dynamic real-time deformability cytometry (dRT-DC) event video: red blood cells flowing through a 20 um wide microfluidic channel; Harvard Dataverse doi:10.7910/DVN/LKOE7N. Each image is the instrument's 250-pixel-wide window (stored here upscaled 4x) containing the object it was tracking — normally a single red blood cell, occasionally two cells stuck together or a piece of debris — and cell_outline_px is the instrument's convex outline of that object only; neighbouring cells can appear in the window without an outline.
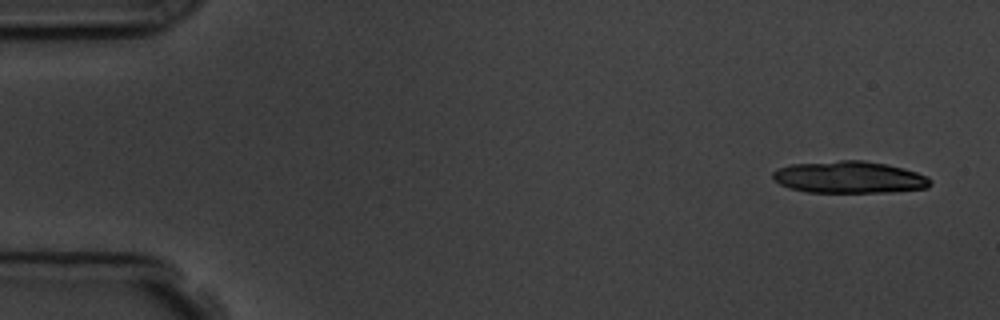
{"species": "common noctule bat (a hibernating species)", "species_latin": "Nyctalus noctula", "temperature_condition": "room temperature", "stored_images_in_passage": 5, "camera_frame_rate_fps": 3000, "um_per_image_px": 0.085, "animal": {"sex": "male", "body_mass_g": 19.5, "forearm_length_mm": 54.6}, "frame": {"image": 1, "passage_image": 1, "time_ms": 0.0, "image_size_px": [1000, 320], "cell_outline_px": [[932, 184], [928, 188], [892, 192], [808, 192], [788, 188], [772, 180], [772, 172], [780, 168], [792, 164], [840, 160], [864, 160], [904, 168], [928, 176], [932, 180]], "centroid_in_image_um": [72.21, 15.07], "position_along_channel_um": 12.8, "area_um2": 29.54}}